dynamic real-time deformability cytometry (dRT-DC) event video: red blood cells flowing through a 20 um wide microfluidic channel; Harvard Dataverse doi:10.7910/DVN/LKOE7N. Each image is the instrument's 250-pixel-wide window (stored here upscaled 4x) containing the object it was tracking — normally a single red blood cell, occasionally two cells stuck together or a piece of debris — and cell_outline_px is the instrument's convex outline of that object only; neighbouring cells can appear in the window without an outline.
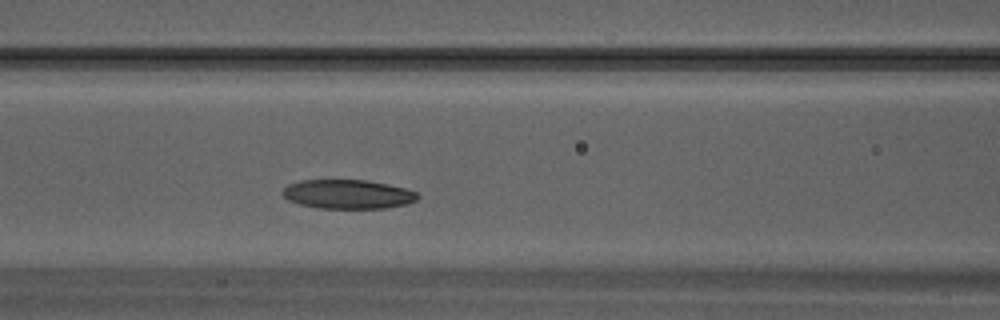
{"species": "Egyptian fruit bat (a non-hibernating species)", "species_latin": "Rousettus aegyptiacus", "temperature_condition": "warm", "stored_images_in_passage": 27, "camera_frame_rate_fps": 3000, "um_per_image_px": 0.085, "animal": {"sex": "male"}, "frame": {"image": 1, "passage_image": 8, "time_ms": 2.333, "image_size_px": [1000, 320], "cell_outline_px": [[420, 196], [416, 200], [408, 204], [384, 208], [320, 208], [300, 204], [288, 200], [280, 192], [288, 184], [300, 180], [364, 180], [388, 184], [404, 188], [416, 192]], "centroid_in_image_um": [29.55, 16.5], "position_along_channel_um": 137.0, "area_um2": 22.89}}
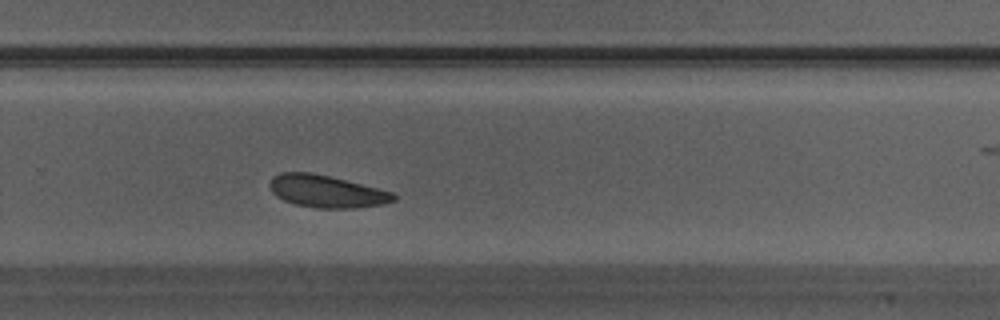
{"frame": {"image": 2, "passage_image": 16, "time_ms": 5.0, "image_size_px": [1000, 320], "cell_outline_px": [[396, 200], [384, 204], [356, 208], [316, 208], [296, 204], [284, 200], [276, 196], [272, 192], [268, 184], [272, 176], [280, 172], [312, 172], [392, 192], [396, 196]], "centroid_in_image_um": [27.71, 16.27], "position_along_channel_um": 302.1, "area_um2": 23.24}}